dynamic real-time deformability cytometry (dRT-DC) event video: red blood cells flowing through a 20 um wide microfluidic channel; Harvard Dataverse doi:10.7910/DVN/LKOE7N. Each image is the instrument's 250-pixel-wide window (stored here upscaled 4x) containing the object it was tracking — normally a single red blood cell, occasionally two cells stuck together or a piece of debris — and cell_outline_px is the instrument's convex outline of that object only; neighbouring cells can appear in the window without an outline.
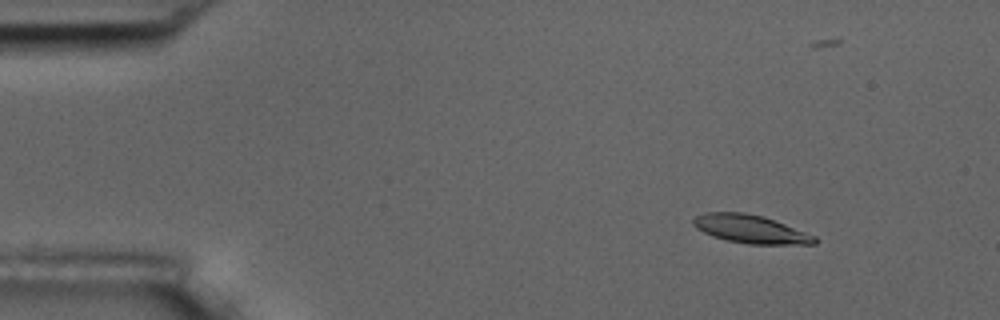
{"species": "common noctule bat (a hibernating species)", "species_latin": "Nyctalus noctula", "temperature_condition": "room temperature", "stored_images_in_passage": 58, "camera_frame_rate_fps": 3000, "um_per_image_px": 0.085, "animal": {"sex": "male", "body_mass_g": 17.5, "forearm_length_mm": 52.3}, "frame": {"image": 1, "passage_image": 7, "time_ms": 2.0, "image_size_px": [1000, 320], "cell_outline_px": [[820, 240], [816, 244], [748, 244], [728, 240], [712, 236], [696, 228], [692, 224], [692, 220], [696, 216], [704, 212], [744, 212], [764, 216], [816, 236]], "centroid_in_image_um": [63.81, 19.47], "position_along_channel_um": 21.2, "area_um2": 20.06}}
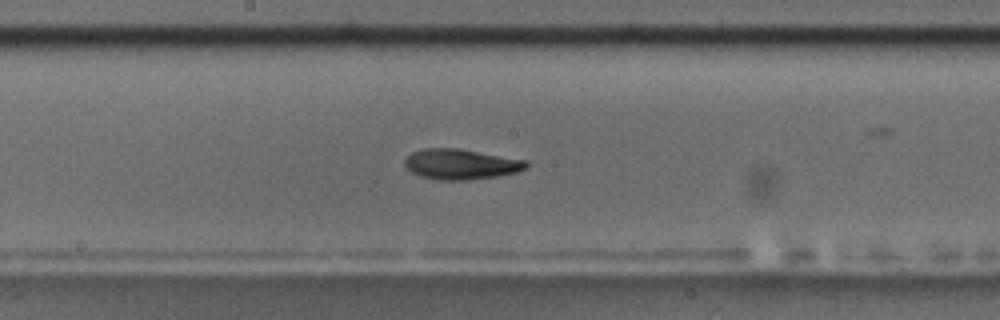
{"frame": {"image": 2, "passage_image": 30, "time_ms": 9.667, "image_size_px": [1000, 320], "cell_outline_px": [[528, 164], [524, 168], [516, 172], [496, 176], [468, 180], [440, 180], [420, 176], [412, 172], [404, 164], [404, 160], [412, 152], [424, 148], [460, 148], [528, 160]], "centroid_in_image_um": [39.17, 13.94], "position_along_channel_um": 209.0, "area_um2": 21.5}}
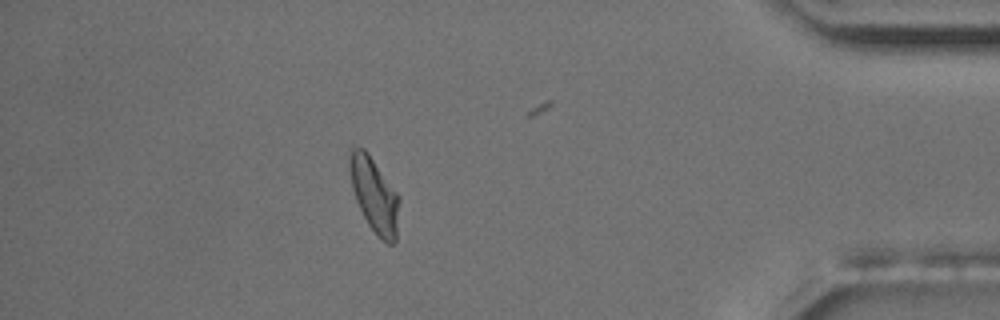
{"frame": {"image": 3, "passage_image": 50, "time_ms": 16.333, "image_size_px": [1000, 320], "cell_outline_px": [[400, 200], [396, 240], [392, 244], [388, 244], [368, 224], [356, 200], [352, 188], [348, 164], [348, 148], [352, 144], [364, 148], [368, 152], [400, 196]], "centroid_in_image_um": [31.8, 16.47], "position_along_channel_um": 403.4, "area_um2": 21.85}, "authors_computed_cell_mechanics": {"area_um2": 20.6346, "velocity_mm_per_s": 3.5644, "shape_relaxation_time_tau1_ms": 4.1437, "shape_relaxation_time_tau2_ms": 1.8509, "deformation_change_tau1": 0.1557, "deformation_change_tau2": 0.0751}}